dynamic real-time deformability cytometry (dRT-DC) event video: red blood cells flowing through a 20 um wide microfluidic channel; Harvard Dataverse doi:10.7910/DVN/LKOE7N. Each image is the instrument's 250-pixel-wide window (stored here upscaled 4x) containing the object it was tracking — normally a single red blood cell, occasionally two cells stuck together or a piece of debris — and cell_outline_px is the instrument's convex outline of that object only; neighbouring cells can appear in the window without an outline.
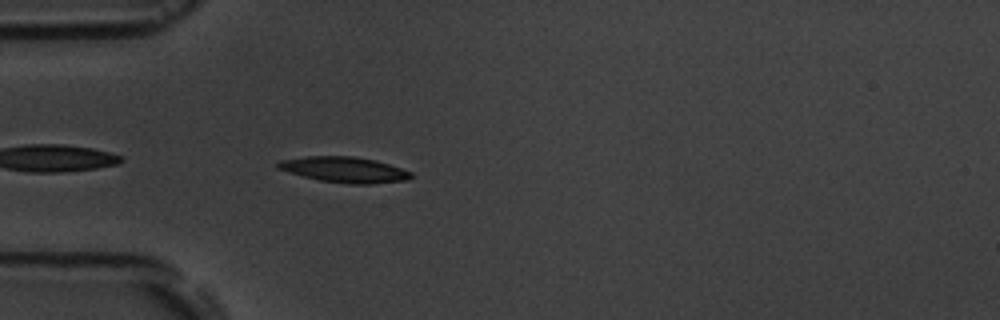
{"species": "common noctule bat (a hibernating species)", "species_latin": "Nyctalus noctula", "temperature_condition": "room temperature", "stored_images_in_passage": 4, "camera_frame_rate_fps": 3000, "um_per_image_px": 0.085, "animal": {"sex": "male", "body_mass_g": 19.5, "forearm_length_mm": 54.6}, "frame": {"image": 1, "passage_image": 4, "time_ms": 4.333, "image_size_px": [1000, 320], "cell_outline_px": [[412, 176], [408, 180], [372, 184], [348, 184], [320, 180], [288, 172], [276, 168], [276, 164], [280, 160], [308, 156], [352, 156], [376, 160], [412, 172]], "centroid_in_image_um": [29.27, 14.42], "position_along_channel_um": 55.7, "area_um2": 19.83}}